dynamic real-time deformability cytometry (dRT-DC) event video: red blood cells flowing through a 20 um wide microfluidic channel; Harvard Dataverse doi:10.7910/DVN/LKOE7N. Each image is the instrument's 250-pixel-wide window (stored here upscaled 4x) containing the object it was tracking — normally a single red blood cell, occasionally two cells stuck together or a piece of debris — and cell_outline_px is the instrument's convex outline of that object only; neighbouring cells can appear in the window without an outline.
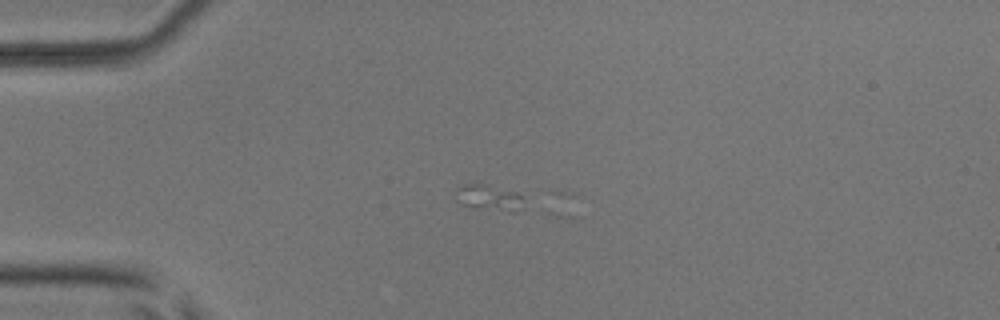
{"species": "common noctule bat (a hibernating species)", "species_latin": "Nyctalus noctula", "temperature_condition": "room temperature", "stored_images_in_passage": 7, "camera_frame_rate_fps": 3000, "um_per_image_px": 0.085, "animal": {"sex": "male", "body_mass_g": 17.9, "forearm_length_mm": 54.2}, "frame": {"image": 1, "passage_image": 1, "time_ms": 0.0, "image_size_px": [1000, 320], "cell_outline_px": [[524, 208], [516, 212], [512, 212], [464, 204], [456, 200], [456, 188], [464, 184], [476, 180], [516, 192], [524, 196]], "centroid_in_image_um": [41.62, 16.73], "position_along_channel_um": 43.4, "area_um2": 10.58}}